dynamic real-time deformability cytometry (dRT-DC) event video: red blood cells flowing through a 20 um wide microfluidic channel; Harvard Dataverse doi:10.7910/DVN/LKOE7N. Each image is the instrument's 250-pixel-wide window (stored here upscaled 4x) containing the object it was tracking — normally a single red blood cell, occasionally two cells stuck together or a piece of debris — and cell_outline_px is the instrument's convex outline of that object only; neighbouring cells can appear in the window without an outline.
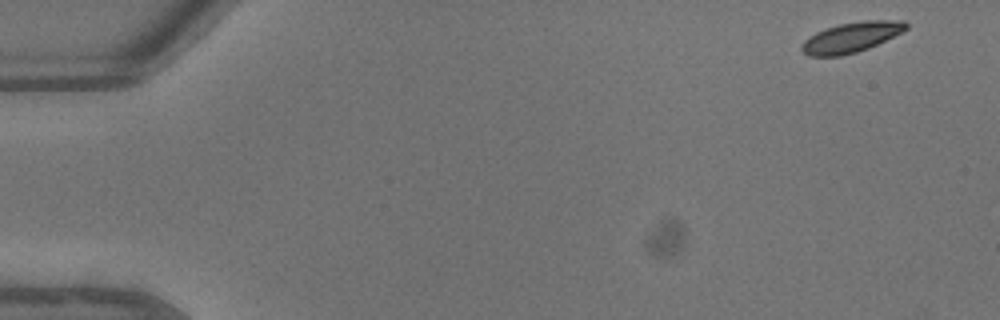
{"species": "common noctule bat (a hibernating species)", "species_latin": "Nyctalus noctula", "temperature_condition": "warm", "stored_images_in_passage": 44, "camera_frame_rate_fps": 3000, "um_per_image_px": 0.085, "animal": {"sex": "male", "body_mass_g": 13.3}, "frame": {"image": 1, "passage_image": 1, "time_ms": 0.0, "image_size_px": [1000, 320], "cell_outline_px": [[908, 28], [868, 48], [856, 52], [840, 56], [808, 56], [800, 48], [804, 40], [816, 32], [840, 24], [860, 20], [904, 20], [908, 24]], "centroid_in_image_um": [72.34, 3.16], "position_along_channel_um": 12.7, "area_um2": 18.09}}
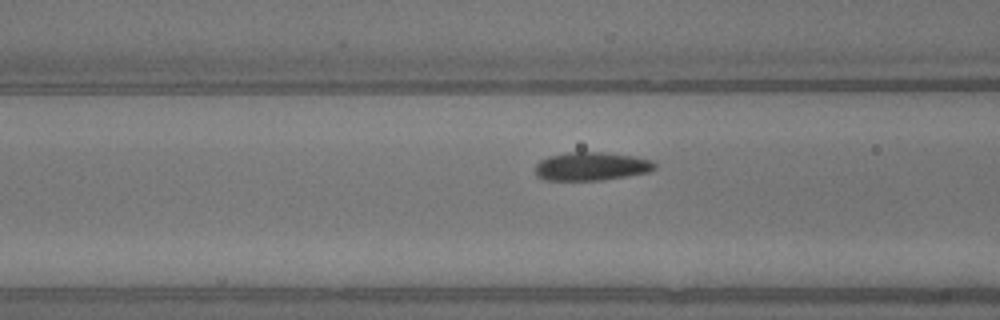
{"frame": {"image": 2, "passage_image": 17, "time_ms": 5.333, "image_size_px": [1000, 320], "cell_outline_px": [[656, 168], [648, 172], [628, 176], [604, 180], [544, 180], [536, 176], [536, 164], [540, 160], [548, 156], [568, 152], [604, 152], [632, 156], [652, 160], [656, 164]], "centroid_in_image_um": [50.26, 14.14], "position_along_channel_um": 116.3, "area_um2": 19.88}}
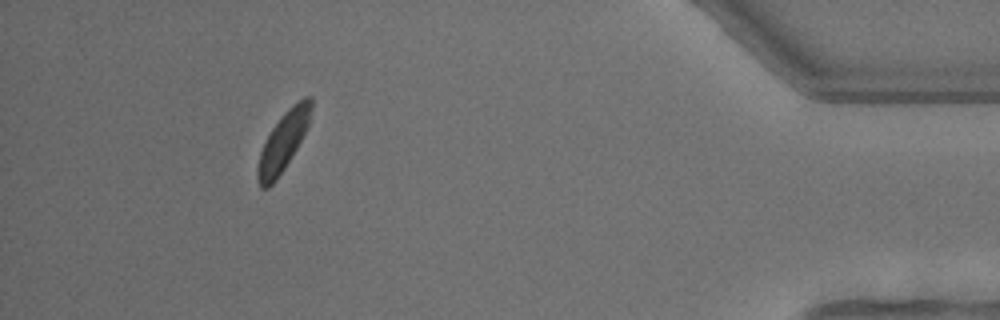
{"frame": {"image": 3, "passage_image": 40, "time_ms": 13.0, "image_size_px": [1000, 320], "cell_outline_px": [[312, 108], [308, 124], [296, 148], [284, 168], [276, 180], [268, 188], [260, 188], [256, 176], [256, 168], [260, 152], [272, 128], [284, 112], [288, 108], [304, 96], [312, 96]], "centroid_in_image_um": [24.05, 12.04], "position_along_channel_um": 411.2, "area_um2": 17.98}, "authors_computed_cell_mechanics": {"area_um2": 19.4786, "velocity_mm_per_s": 4.605, "shape_relaxation_time_tau1_ms": 2.62, "shape_relaxation_time_tau2_ms": null, "deformation_change_tau1": 0.0712, "deformation_change_tau2": null}}